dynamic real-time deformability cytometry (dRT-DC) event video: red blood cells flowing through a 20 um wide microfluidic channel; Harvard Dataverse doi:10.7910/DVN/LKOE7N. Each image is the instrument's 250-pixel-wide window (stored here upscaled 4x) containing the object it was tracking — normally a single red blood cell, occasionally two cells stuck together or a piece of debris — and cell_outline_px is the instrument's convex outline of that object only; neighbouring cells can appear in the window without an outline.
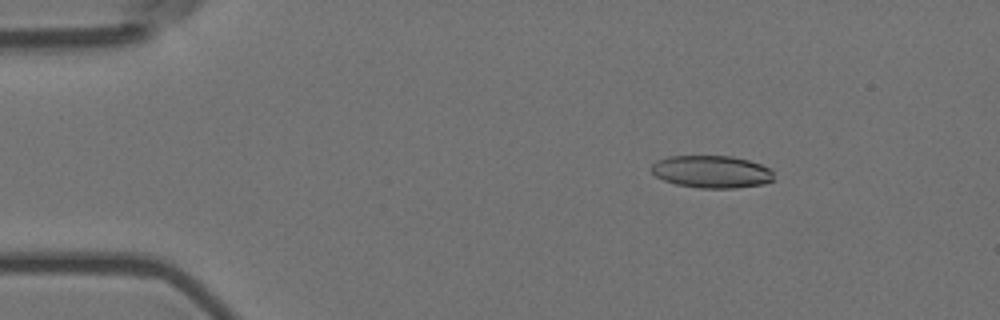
{"species": "Egyptian fruit bat (a non-hibernating species)", "species_latin": "Rousettus aegyptiacus", "temperature_condition": "room temperature", "stored_images_in_passage": 8, "camera_frame_rate_fps": 3000, "um_per_image_px": 0.085, "animal": {"sex": "female"}, "frame": {"image": 1, "passage_image": 3, "time_ms": 0.667, "image_size_px": [1000, 320], "cell_outline_px": [[776, 180], [764, 184], [736, 188], [700, 188], [676, 184], [664, 180], [656, 176], [648, 168], [656, 160], [668, 156], [732, 156], [748, 160], [772, 168]], "centroid_in_image_um": [60.51, 14.59], "position_along_channel_um": 24.5, "area_um2": 23.52}}
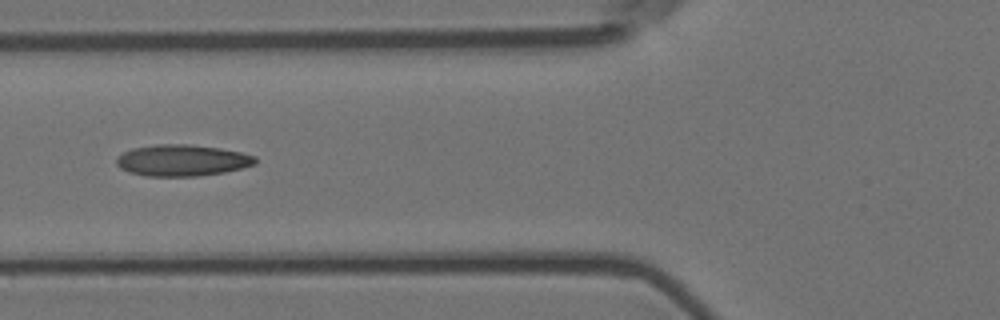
{"frame": {"image": 2, "passage_image": 6, "time_ms": 1.667, "image_size_px": [1000, 320], "cell_outline_px": [[256, 164], [224, 172], [196, 176], [144, 176], [128, 172], [120, 168], [116, 164], [116, 156], [132, 148], [156, 144], [188, 144], [220, 148], [240, 152], [256, 156]], "centroid_in_image_um": [15.44, 13.63], "position_along_channel_um": 110.4, "area_um2": 25.49}}
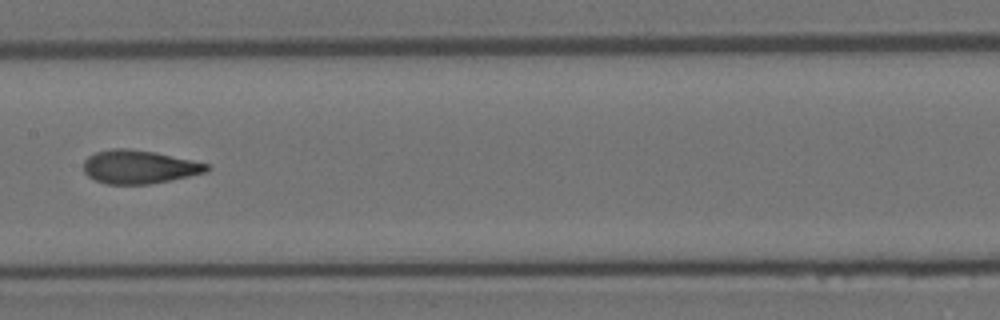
{"frame": {"image": 3, "passage_image": 8, "time_ms": 2.333, "image_size_px": [1000, 320], "cell_outline_px": [[212, 168], [208, 172], [148, 184], [108, 184], [96, 180], [88, 176], [84, 172], [84, 160], [88, 156], [96, 152], [112, 148], [128, 148], [156, 152], [208, 164]], "centroid_in_image_um": [11.82, 14.17], "position_along_channel_um": 195.6, "area_um2": 23.93}}